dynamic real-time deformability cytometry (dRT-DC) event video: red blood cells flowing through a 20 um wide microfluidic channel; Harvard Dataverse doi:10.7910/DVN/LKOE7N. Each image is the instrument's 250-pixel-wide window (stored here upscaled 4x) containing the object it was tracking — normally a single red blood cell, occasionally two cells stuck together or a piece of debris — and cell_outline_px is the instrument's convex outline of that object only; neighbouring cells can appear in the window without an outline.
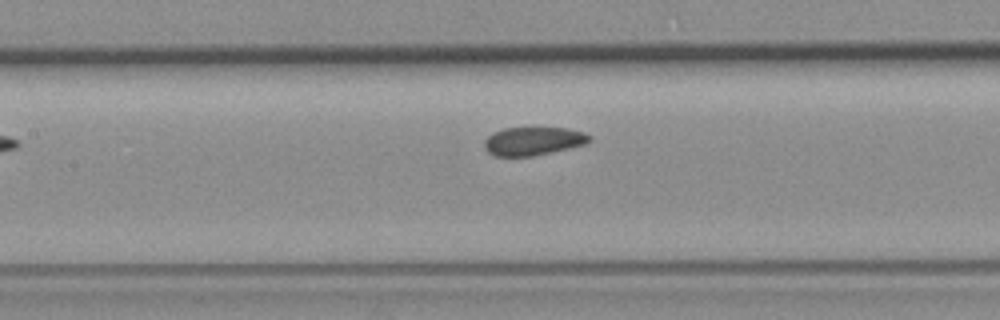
{"species": "common noctule bat (a hibernating species)", "species_latin": "Nyctalus noctula", "temperature_condition": "room temperature", "stored_images_in_passage": 8, "camera_frame_rate_fps": 3000, "um_per_image_px": 0.085, "animal": {"sex": "female", "body_mass_g": 19.3, "forearm_length_mm": 54.1}, "frame": {"image": 1, "passage_image": 7, "time_ms": 7.0, "image_size_px": [1000, 320], "cell_outline_px": [[592, 140], [584, 144], [568, 148], [532, 156], [496, 156], [488, 152], [484, 148], [484, 140], [492, 132], [504, 128], [568, 128], [584, 132], [592, 136]], "centroid_in_image_um": [45.31, 11.98], "position_along_channel_um": 162.1, "area_um2": 17.34}}
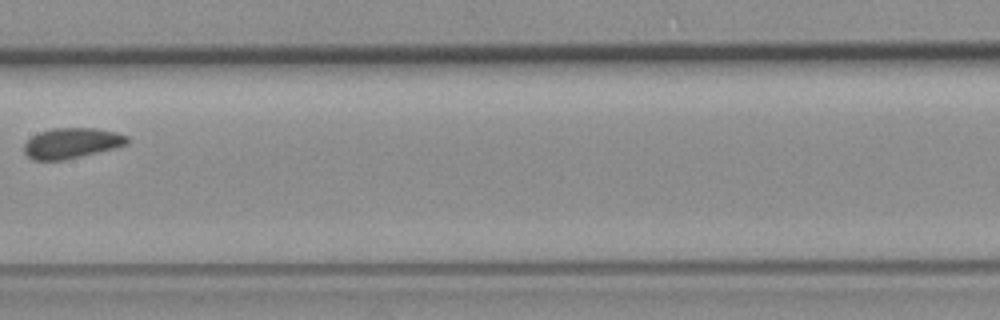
{"frame": {"image": 2, "passage_image": 8, "time_ms": 8.0, "image_size_px": [1000, 320], "cell_outline_px": [[128, 144], [116, 148], [64, 160], [32, 160], [24, 152], [24, 144], [32, 136], [40, 132], [52, 128], [96, 128], [116, 132], [128, 136]], "centroid_in_image_um": [6.1, 12.16], "position_along_channel_um": 201.3, "area_um2": 18.32}}